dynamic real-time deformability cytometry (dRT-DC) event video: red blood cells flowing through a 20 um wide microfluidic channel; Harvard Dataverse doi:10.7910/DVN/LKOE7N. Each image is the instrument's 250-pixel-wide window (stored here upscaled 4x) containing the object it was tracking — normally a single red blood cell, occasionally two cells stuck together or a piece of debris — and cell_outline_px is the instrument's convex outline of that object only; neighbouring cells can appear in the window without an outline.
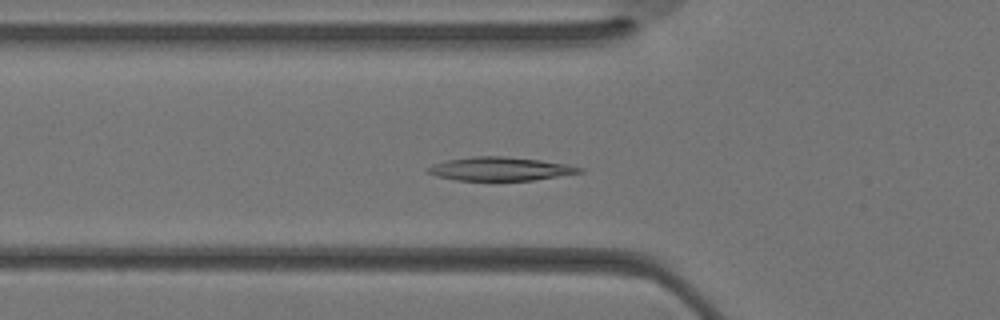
{"species": "Egyptian fruit bat (a non-hibernating species)", "species_latin": "Rousettus aegyptiacus", "temperature_condition": "warm", "stored_images_in_passage": 34, "camera_frame_rate_fps": 3000, "um_per_image_px": 0.085, "animal": {"sex": "female"}, "frame": {"image": 1, "passage_image": 11, "time_ms": 3.333, "image_size_px": [1000, 320], "cell_outline_px": [[584, 172], [532, 180], [456, 180], [436, 176], [428, 172], [424, 168], [432, 164], [448, 160], [472, 156], [500, 156], [540, 160], [568, 164], [584, 168]], "centroid_in_image_um": [42.5, 14.35], "position_along_channel_um": 83.3, "area_um2": 20.75}}
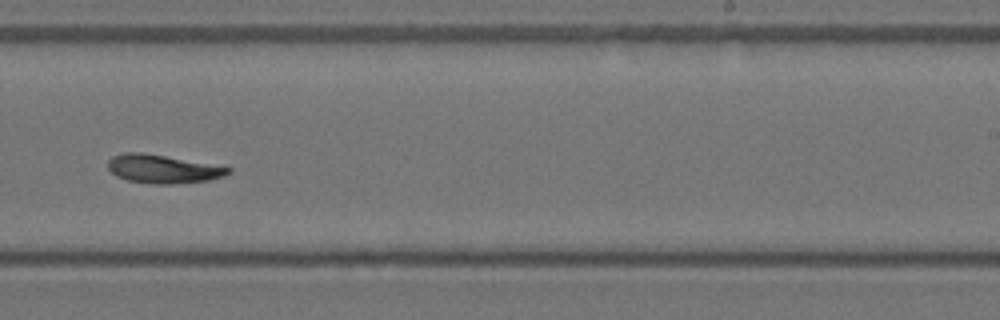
{"frame": {"image": 2, "passage_image": 21, "time_ms": 6.667, "image_size_px": [1000, 320], "cell_outline_px": [[232, 172], [224, 176], [208, 180], [168, 184], [152, 184], [128, 180], [116, 176], [108, 168], [108, 160], [112, 156], [124, 152], [140, 152], [164, 156], [232, 168]], "centroid_in_image_um": [13.81, 14.36], "position_along_channel_um": 275.2, "area_um2": 19.65}}
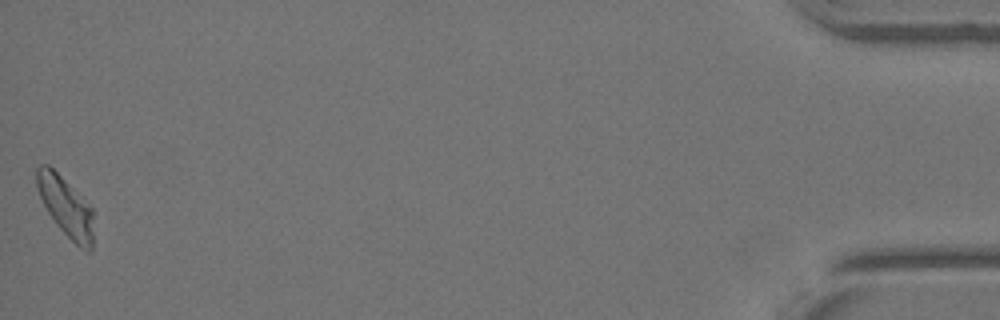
{"frame": {"image": 3, "passage_image": 34, "time_ms": 11.0, "image_size_px": [1000, 320], "cell_outline_px": [[92, 252], [84, 252], [56, 224], [48, 212], [36, 188], [36, 168], [40, 164], [48, 164], [92, 208]], "centroid_in_image_um": [5.57, 17.58], "position_along_channel_um": 429.6, "area_um2": 19.25}}